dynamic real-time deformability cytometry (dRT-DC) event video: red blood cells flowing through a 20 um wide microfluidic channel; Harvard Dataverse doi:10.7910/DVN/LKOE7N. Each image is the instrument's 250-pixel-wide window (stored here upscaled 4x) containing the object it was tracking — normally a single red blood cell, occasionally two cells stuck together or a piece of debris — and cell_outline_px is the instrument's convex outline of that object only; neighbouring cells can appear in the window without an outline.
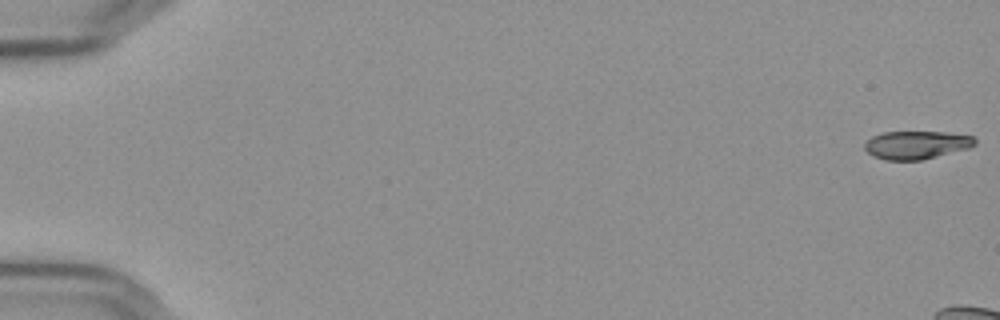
{"species": "Egyptian fruit bat (a non-hibernating species)", "species_latin": "Rousettus aegyptiacus", "temperature_condition": "cold", "stored_images_in_passage": 10, "camera_frame_rate_fps": 3000, "um_per_image_px": 0.085, "frame": {"image": 1, "passage_image": 1, "time_ms": 0.0, "image_size_px": [1000, 320], "cell_outline_px": [[976, 144], [968, 148], [920, 160], [884, 160], [872, 156], [864, 148], [864, 144], [872, 136], [884, 132], [944, 132], [972, 136], [976, 140]], "centroid_in_image_um": [77.86, 12.32], "position_along_channel_um": 7.1, "area_um2": 17.92}}